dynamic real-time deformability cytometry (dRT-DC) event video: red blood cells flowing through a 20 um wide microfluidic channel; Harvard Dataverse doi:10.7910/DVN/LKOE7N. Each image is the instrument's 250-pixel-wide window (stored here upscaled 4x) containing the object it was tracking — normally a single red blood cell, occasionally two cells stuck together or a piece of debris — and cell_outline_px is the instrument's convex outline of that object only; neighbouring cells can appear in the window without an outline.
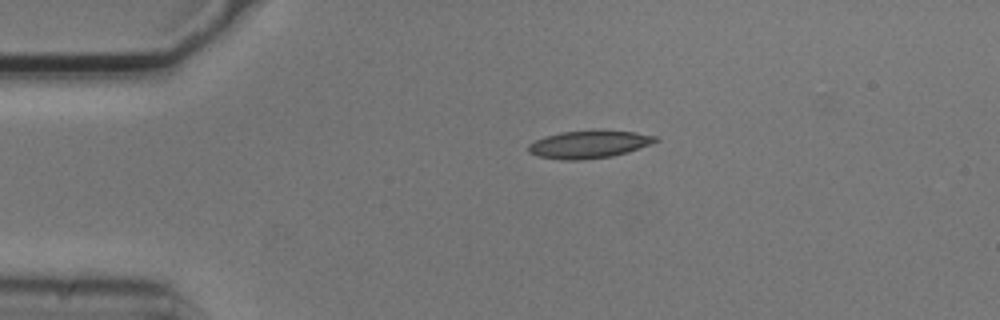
{"species": "common noctule bat (a hibernating species)", "species_latin": "Nyctalus noctula", "temperature_condition": "cold", "stored_images_in_passage": 2, "camera_frame_rate_fps": 3000, "um_per_image_px": 0.085, "animal": {"sex": "male", "body_mass_g": 20.5, "forearm_length_mm": 52.5}, "frame": {"image": 1, "passage_image": 1, "time_ms": 0.0, "image_size_px": [1000, 320], "cell_outline_px": [[660, 140], [628, 152], [612, 156], [580, 160], [560, 160], [536, 156], [528, 152], [528, 144], [544, 136], [560, 132], [636, 132], [656, 136]], "centroid_in_image_um": [50.0, 12.3], "position_along_channel_um": 35.0, "area_um2": 20.0}}